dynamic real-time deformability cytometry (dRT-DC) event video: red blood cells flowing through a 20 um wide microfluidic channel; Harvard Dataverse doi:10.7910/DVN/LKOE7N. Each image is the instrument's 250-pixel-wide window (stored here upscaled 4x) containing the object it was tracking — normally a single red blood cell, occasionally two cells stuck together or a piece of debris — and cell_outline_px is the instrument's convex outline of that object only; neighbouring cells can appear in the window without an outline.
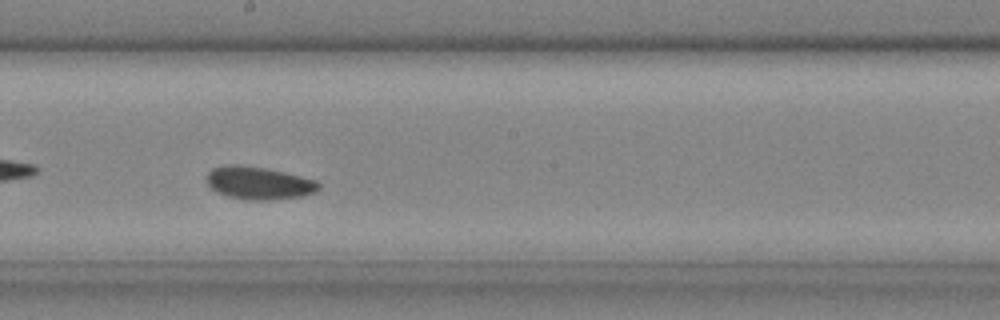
{"species": "common noctule bat (a hibernating species)", "species_latin": "Nyctalus noctula", "temperature_condition": "cold", "stored_images_in_passage": 34, "camera_frame_rate_fps": 3000, "um_per_image_px": 0.085, "animal": {"sex": "male", "body_mass_g": 20.4}, "frame": {"image": 1, "passage_image": 20, "time_ms": 6.333, "image_size_px": [1000, 320], "cell_outline_px": [[320, 188], [316, 192], [304, 196], [268, 200], [244, 200], [228, 196], [216, 192], [208, 184], [208, 172], [212, 168], [228, 164], [236, 164], [264, 168], [284, 172], [316, 180], [320, 184]], "centroid_in_image_um": [22.01, 15.56], "position_along_channel_um": 226.2, "area_um2": 21.39}}